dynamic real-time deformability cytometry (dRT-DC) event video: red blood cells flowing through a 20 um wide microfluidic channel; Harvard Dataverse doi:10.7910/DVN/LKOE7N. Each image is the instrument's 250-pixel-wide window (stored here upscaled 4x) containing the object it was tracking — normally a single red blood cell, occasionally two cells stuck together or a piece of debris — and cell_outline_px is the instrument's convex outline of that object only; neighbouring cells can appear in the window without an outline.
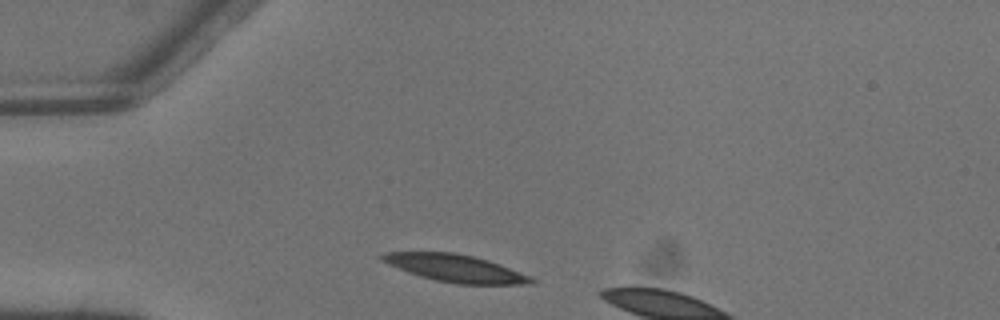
{"species": "common noctule bat (a hibernating species)", "species_latin": "Nyctalus noctula", "temperature_condition": "warm", "stored_images_in_passage": 2, "camera_frame_rate_fps": 3000, "um_per_image_px": 0.085, "animal": {"sex": "male", "body_mass_g": 13.3}, "frame": {"image": 1, "passage_image": 1, "time_ms": 0.0, "image_size_px": [1000, 320], "cell_outline_px": [[536, 284], [456, 284], [436, 280], [420, 276], [408, 272], [388, 264], [380, 260], [380, 256], [384, 252], [452, 252], [472, 256], [488, 260], [500, 264], [528, 276], [536, 280]], "centroid_in_image_um": [38.69, 22.8], "position_along_channel_um": 46.3, "area_um2": 23.58}}